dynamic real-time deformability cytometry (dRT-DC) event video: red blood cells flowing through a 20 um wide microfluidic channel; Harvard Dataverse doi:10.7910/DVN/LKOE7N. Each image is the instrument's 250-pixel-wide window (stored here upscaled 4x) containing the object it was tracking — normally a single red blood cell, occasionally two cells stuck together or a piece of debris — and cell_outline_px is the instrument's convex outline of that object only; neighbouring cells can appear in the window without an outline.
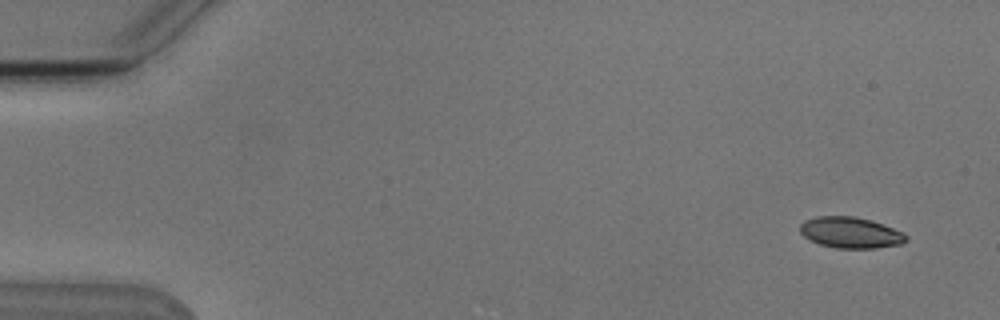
{"species": "Egyptian fruit bat (a non-hibernating species)", "species_latin": "Rousettus aegyptiacus", "temperature_condition": "cold", "stored_images_in_passage": 9, "camera_frame_rate_fps": 3000, "um_per_image_px": 0.085, "animal": {"sex": "male"}, "frame": {"image": 1, "passage_image": 2, "time_ms": 1.0, "image_size_px": [1000, 320], "cell_outline_px": [[908, 240], [900, 244], [876, 248], [836, 248], [820, 244], [808, 240], [800, 232], [800, 224], [804, 220], [816, 216], [852, 216], [872, 220], [884, 224], [904, 232], [908, 236]], "centroid_in_image_um": [72.3, 19.76], "position_along_channel_um": 12.7, "area_um2": 19.42}}
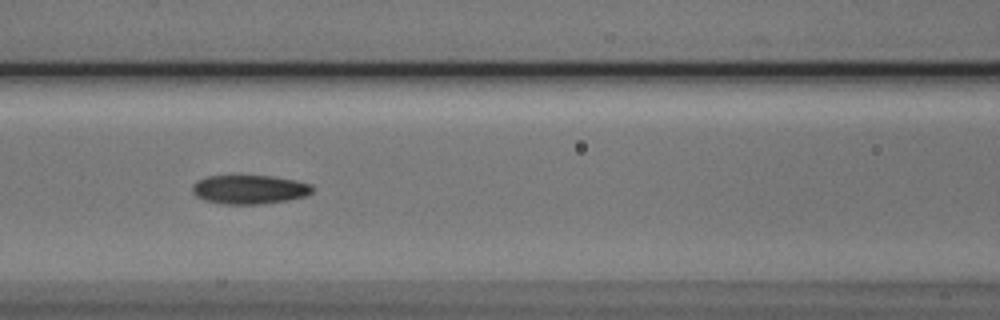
{"frame": {"image": 2, "passage_image": 8, "time_ms": 8.0, "image_size_px": [1000, 320], "cell_outline_px": [[312, 192], [304, 196], [288, 200], [260, 204], [224, 204], [204, 200], [196, 196], [192, 192], [192, 184], [196, 180], [208, 176], [272, 176], [296, 180], [312, 184]], "centroid_in_image_um": [21.18, 16.1], "position_along_channel_um": 145.4, "area_um2": 20.29}}
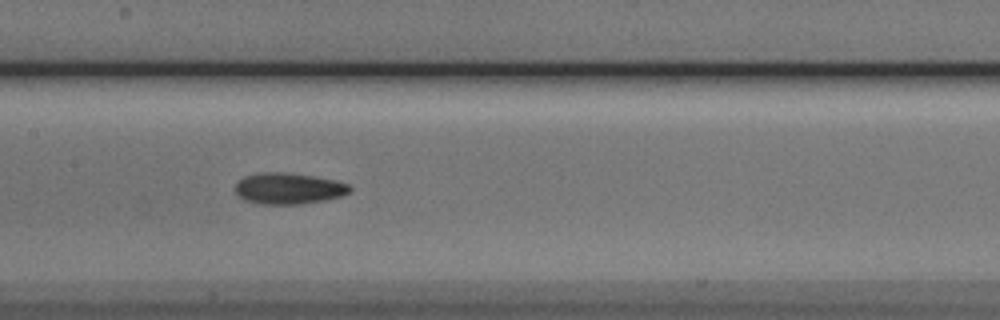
{"frame": {"image": 3, "passage_image": 9, "time_ms": 9.0, "image_size_px": [1000, 320], "cell_outline_px": [[352, 192], [340, 196], [324, 200], [304, 204], [260, 204], [244, 200], [236, 192], [236, 184], [244, 176], [264, 172], [284, 172], [312, 176], [336, 180], [348, 184], [352, 188]], "centroid_in_image_um": [24.55, 16.02], "position_along_channel_um": 182.8, "area_um2": 20.81}}